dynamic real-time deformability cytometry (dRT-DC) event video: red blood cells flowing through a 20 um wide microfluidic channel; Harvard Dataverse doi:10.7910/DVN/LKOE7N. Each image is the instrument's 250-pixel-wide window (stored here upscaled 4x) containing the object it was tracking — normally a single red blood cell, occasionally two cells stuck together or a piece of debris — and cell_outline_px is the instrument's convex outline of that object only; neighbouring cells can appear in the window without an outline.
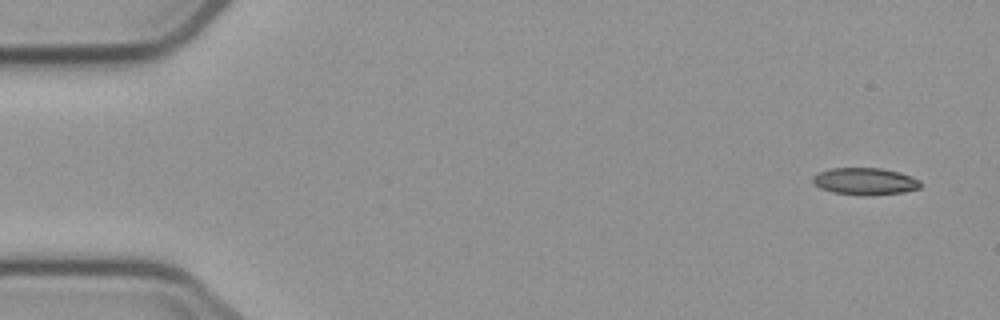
{"species": "common noctule bat (a hibernating species)", "species_latin": "Nyctalus noctula", "temperature_condition": "cold", "stored_images_in_passage": 7, "camera_frame_rate_fps": 3000, "um_per_image_px": 0.085, "animal": {"sex": "male", "body_mass_g": 23.1, "forearm_length_mm": 52.7}, "frame": {"image": 1, "passage_image": 1, "time_ms": 0.0, "image_size_px": [1000, 320], "cell_outline_px": [[920, 188], [904, 192], [864, 196], [860, 196], [832, 192], [820, 188], [812, 180], [812, 176], [816, 172], [832, 168], [884, 168], [900, 172], [912, 176], [920, 180]], "centroid_in_image_um": [73.52, 15.41], "position_along_channel_um": 11.5, "area_um2": 17.22}}
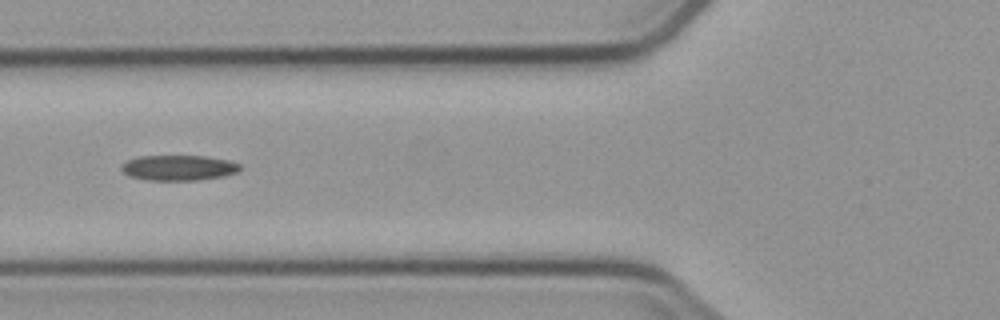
{"frame": {"image": 2, "passage_image": 6, "time_ms": 6.0, "image_size_px": [1000, 320], "cell_outline_px": [[240, 168], [236, 172], [224, 176], [196, 180], [148, 180], [128, 176], [120, 168], [128, 160], [140, 156], [204, 156], [228, 160], [240, 164]], "centroid_in_image_um": [15.17, 14.26], "position_along_channel_um": 110.6, "area_um2": 17.34}}
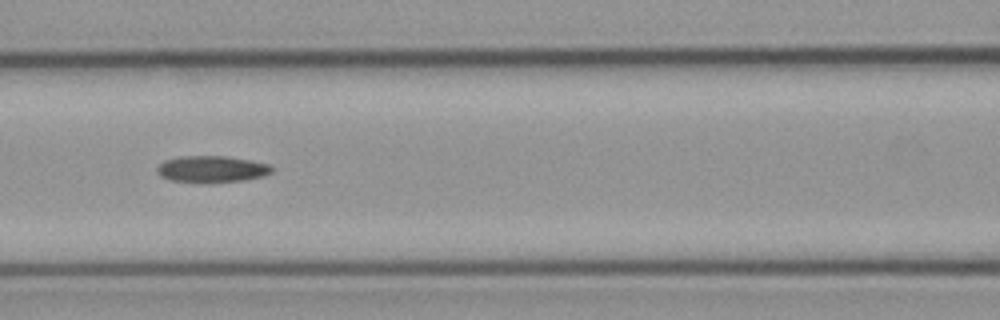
{"frame": {"image": 3, "passage_image": 7, "time_ms": 7.0, "image_size_px": [1000, 320], "cell_outline_px": [[272, 172], [264, 176], [244, 180], [204, 184], [200, 184], [168, 180], [160, 176], [156, 172], [156, 168], [164, 160], [180, 156], [224, 156], [248, 160], [268, 164], [272, 168]], "centroid_in_image_um": [17.93, 14.4], "position_along_channel_um": 148.7, "area_um2": 18.15}}